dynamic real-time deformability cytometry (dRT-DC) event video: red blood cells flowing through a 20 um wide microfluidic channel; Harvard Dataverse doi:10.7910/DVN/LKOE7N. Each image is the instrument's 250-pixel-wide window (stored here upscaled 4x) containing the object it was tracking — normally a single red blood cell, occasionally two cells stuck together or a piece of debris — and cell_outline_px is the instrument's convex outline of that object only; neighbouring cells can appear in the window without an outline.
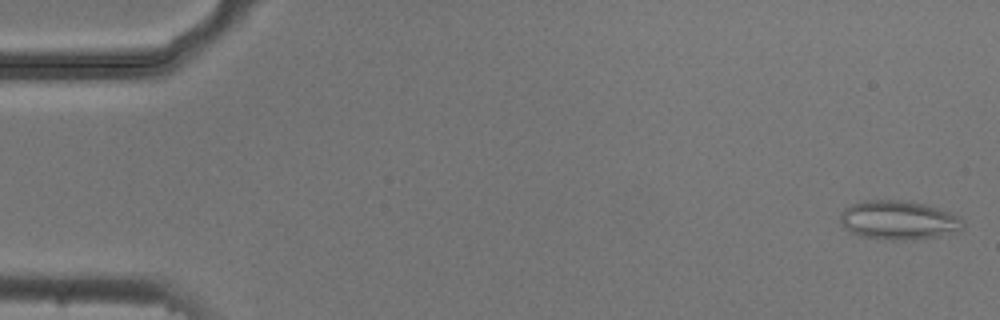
{"species": "common noctule bat (a hibernating species)", "species_latin": "Nyctalus noctula", "temperature_condition": "cold", "stored_images_in_passage": 7, "camera_frame_rate_fps": 3000, "um_per_image_px": 0.085, "animal": {"sex": "male", "body_mass_g": 20.5, "forearm_length_mm": 52.5}, "frame": {"image": 1, "passage_image": 1, "time_ms": 0.0, "image_size_px": [1000, 320], "cell_outline_px": [[964, 228], [960, 232], [936, 236], [908, 240], [892, 240], [860, 236], [848, 232], [840, 224], [840, 212], [844, 208], [852, 204], [864, 200], [900, 200], [924, 204], [960, 216], [964, 224]], "centroid_in_image_um": [76.35, 18.72], "position_along_channel_um": 8.6, "area_um2": 28.09}}